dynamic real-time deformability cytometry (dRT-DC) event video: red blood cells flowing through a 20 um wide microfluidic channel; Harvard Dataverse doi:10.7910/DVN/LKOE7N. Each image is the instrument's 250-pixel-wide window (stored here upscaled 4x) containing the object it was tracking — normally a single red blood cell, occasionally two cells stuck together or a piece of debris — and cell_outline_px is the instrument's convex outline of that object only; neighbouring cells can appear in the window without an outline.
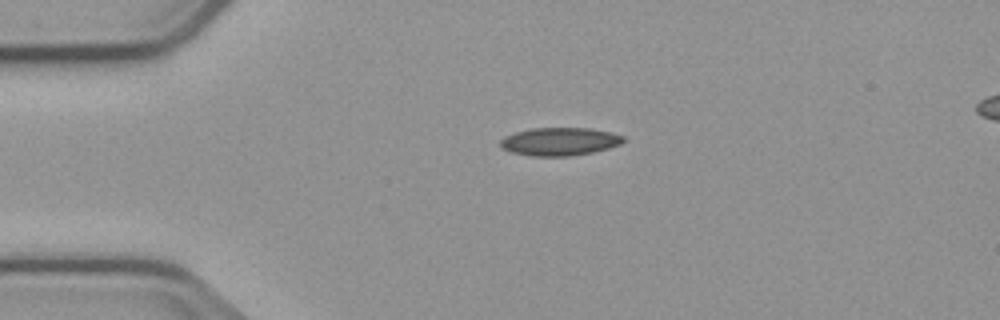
{"species": "common noctule bat (a hibernating species)", "species_latin": "Nyctalus noctula", "temperature_condition": "cold", "stored_images_in_passage": 2, "camera_frame_rate_fps": 3000, "um_per_image_px": 0.085, "animal": {"sex": "male", "body_mass_g": 23.1, "forearm_length_mm": 52.7}, "frame": {"image": 1, "passage_image": 1, "time_ms": 0.0, "image_size_px": [1000, 320], "cell_outline_px": [[624, 140], [620, 144], [608, 148], [592, 152], [572, 156], [532, 156], [512, 152], [500, 148], [500, 140], [504, 136], [516, 132], [532, 128], [588, 128], [612, 132], [624, 136]], "centroid_in_image_um": [47.55, 12.03], "position_along_channel_um": 37.4, "area_um2": 20.11}}